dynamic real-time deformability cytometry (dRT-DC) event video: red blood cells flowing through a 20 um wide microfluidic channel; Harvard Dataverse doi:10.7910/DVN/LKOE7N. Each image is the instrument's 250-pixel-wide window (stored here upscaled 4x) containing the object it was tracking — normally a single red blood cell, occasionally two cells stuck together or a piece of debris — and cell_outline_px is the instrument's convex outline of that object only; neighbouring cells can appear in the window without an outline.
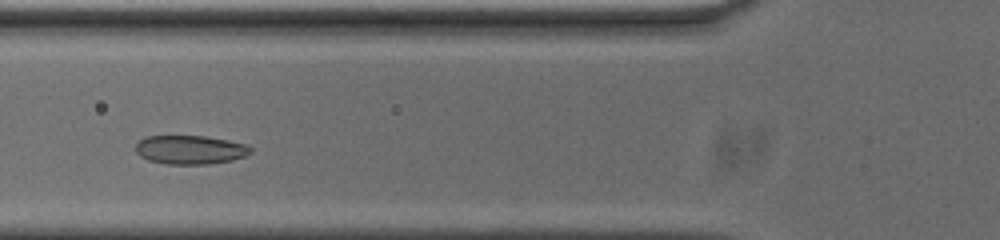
{"species": "common noctule bat (a hibernating species)", "species_latin": "Nyctalus noctula", "temperature_condition": "cold", "stored_images_in_passage": 37, "camera_frame_rate_fps": 3000, "um_per_image_px": 0.085, "animal": {"sex": "male", "body_mass_g": 20.0, "forearm_length_mm": 53.3}, "frame": {"image": 1, "passage_image": 11, "time_ms": 3.333, "image_size_px": [1000, 240], "cell_outline_px": [[252, 152], [244, 156], [232, 160], [208, 164], [168, 164], [148, 160], [140, 156], [136, 152], [136, 144], [140, 140], [148, 136], [204, 136], [228, 140], [248, 144], [252, 148]], "centroid_in_image_um": [16.19, 12.73], "position_along_channel_um": 109.6, "area_um2": 19.31}}
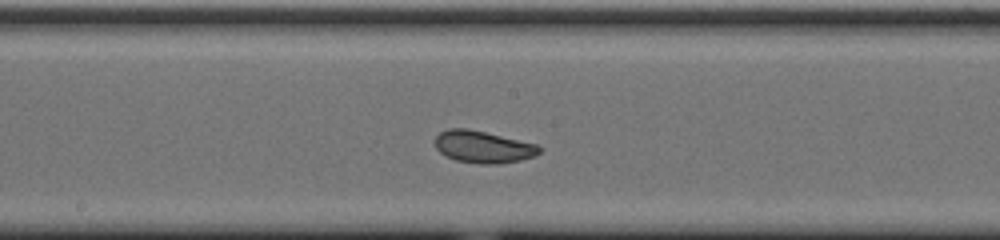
{"frame": {"image": 2, "passage_image": 19, "time_ms": 6.0, "image_size_px": [1000, 240], "cell_outline_px": [[540, 152], [536, 156], [520, 160], [496, 164], [480, 164], [456, 160], [444, 156], [436, 148], [436, 136], [440, 132], [448, 128], [468, 128], [536, 144], [540, 148]], "centroid_in_image_um": [41.04, 12.49], "position_along_channel_um": 207.2, "area_um2": 19.42}}
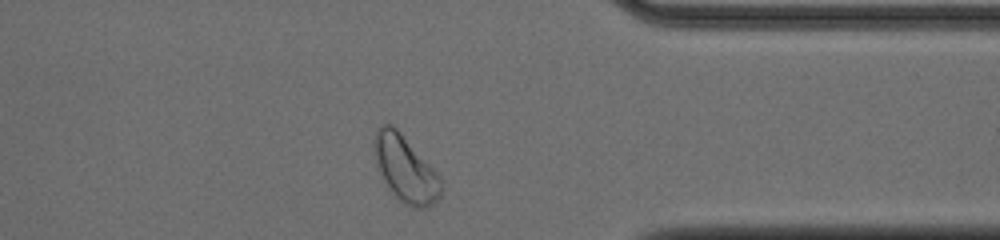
{"frame": {"image": 3, "passage_image": 34, "time_ms": 11.0, "image_size_px": [1000, 240], "cell_outline_px": [[440, 196], [428, 208], [412, 208], [404, 204], [384, 184], [376, 168], [376, 128], [384, 124], [392, 124], [400, 132], [440, 176]], "centroid_in_image_um": [34.45, 14.39], "position_along_channel_um": 377.0, "area_um2": 25.32}, "authors_computed_cell_mechanics": {"area_um2": 19.652, "velocity_mm_per_s": 3.667, "shape_relaxation_time_tau1_ms": 2.7351, "shape_relaxation_time_tau2_ms": 10.1032, "deformation_change_tau1": 0.0713, "deformation_change_tau2": 0.1349}}